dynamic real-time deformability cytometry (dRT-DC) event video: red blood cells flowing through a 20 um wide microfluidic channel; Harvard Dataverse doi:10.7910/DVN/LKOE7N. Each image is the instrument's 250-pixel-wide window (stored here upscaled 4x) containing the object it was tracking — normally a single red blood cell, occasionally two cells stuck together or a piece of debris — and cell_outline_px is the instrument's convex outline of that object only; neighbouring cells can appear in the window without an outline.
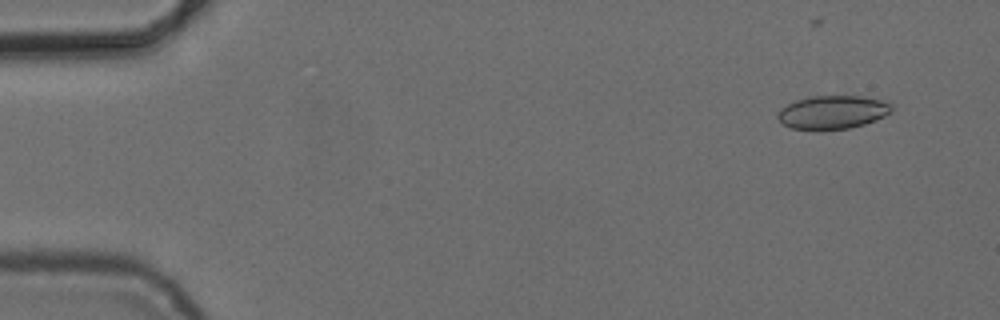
{"species": "common noctule bat (a hibernating species)", "species_latin": "Nyctalus noctula", "temperature_condition": "cold", "stored_images_in_passage": 5, "camera_frame_rate_fps": 3000, "um_per_image_px": 0.085, "animal": {"sex": "female", "body_mass_g": 24.6, "forearm_length_mm": 56.2}, "frame": {"image": 1, "passage_image": 2, "time_ms": 1.0, "image_size_px": [1000, 320], "cell_outline_px": [[892, 108], [884, 116], [876, 120], [864, 124], [848, 128], [792, 128], [780, 124], [776, 116], [780, 108], [796, 100], [812, 96], [860, 96], [880, 100], [892, 104]], "centroid_in_image_um": [70.73, 9.52], "position_along_channel_um": 14.3, "area_um2": 21.73}}
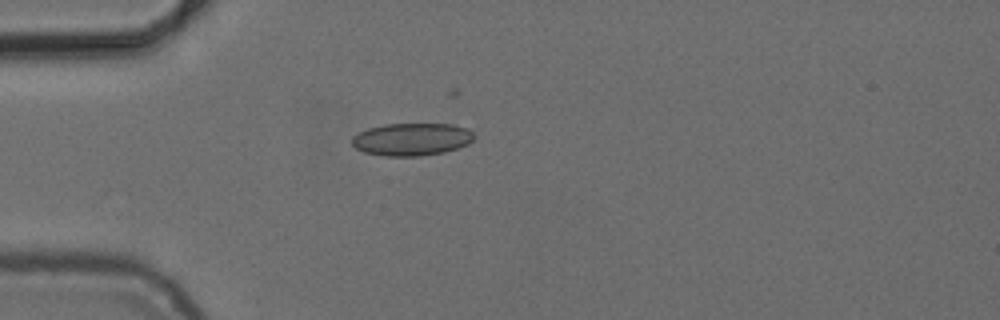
{"frame": {"image": 2, "passage_image": 5, "time_ms": 4.667, "image_size_px": [1000, 320], "cell_outline_px": [[476, 136], [468, 144], [444, 152], [420, 156], [384, 156], [364, 152], [356, 148], [352, 144], [352, 136], [368, 128], [384, 124], [452, 124], [468, 128]], "centroid_in_image_um": [35.0, 11.84], "position_along_channel_um": 50.0, "area_um2": 23.24}}